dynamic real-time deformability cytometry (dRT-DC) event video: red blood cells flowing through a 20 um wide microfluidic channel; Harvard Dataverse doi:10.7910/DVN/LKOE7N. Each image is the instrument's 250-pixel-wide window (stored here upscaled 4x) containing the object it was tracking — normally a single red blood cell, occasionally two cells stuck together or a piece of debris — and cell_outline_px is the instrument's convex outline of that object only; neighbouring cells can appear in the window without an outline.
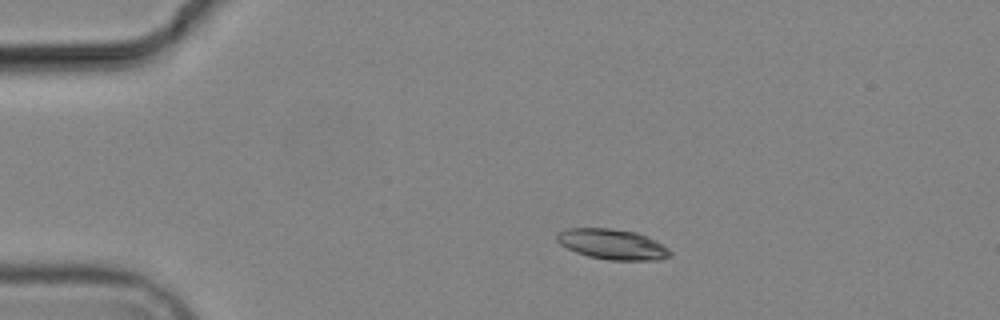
{"species": "common noctule bat (a hibernating species)", "species_latin": "Nyctalus noctula", "temperature_condition": "cold", "stored_images_in_passage": 7, "camera_frame_rate_fps": 3000, "um_per_image_px": 0.085, "animal": {"sex": "male", "body_mass_g": 19.2, "forearm_length_mm": 51.8}, "frame": {"image": 1, "passage_image": 1, "time_ms": 0.0, "image_size_px": [1000, 320], "cell_outline_px": [[672, 256], [660, 260], [608, 260], [588, 256], [576, 252], [560, 244], [556, 240], [556, 232], [568, 228], [608, 228], [636, 232], [648, 236], [668, 248], [672, 252]], "centroid_in_image_um": [52.06, 20.76], "position_along_channel_um": 32.9, "area_um2": 20.17}}
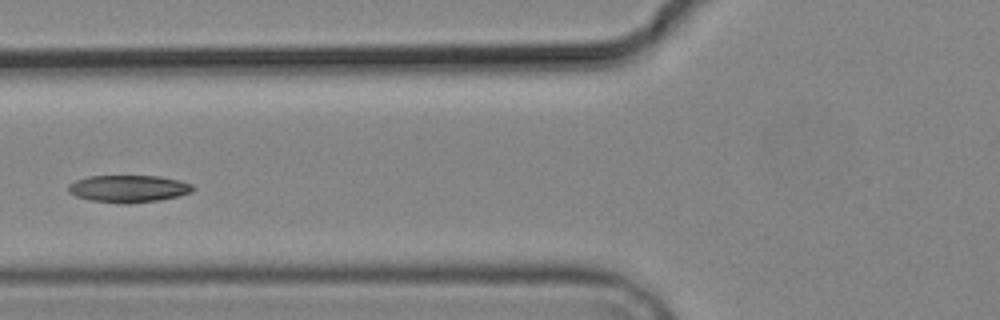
{"frame": {"image": 2, "passage_image": 4, "time_ms": 3.667, "image_size_px": [1000, 320], "cell_outline_px": [[196, 188], [192, 192], [176, 196], [156, 200], [128, 204], [120, 204], [88, 200], [76, 196], [68, 192], [68, 184], [76, 180], [88, 176], [160, 176], [180, 180], [192, 184]], "centroid_in_image_um": [10.9, 16.04], "position_along_channel_um": 114.9, "area_um2": 19.88}}
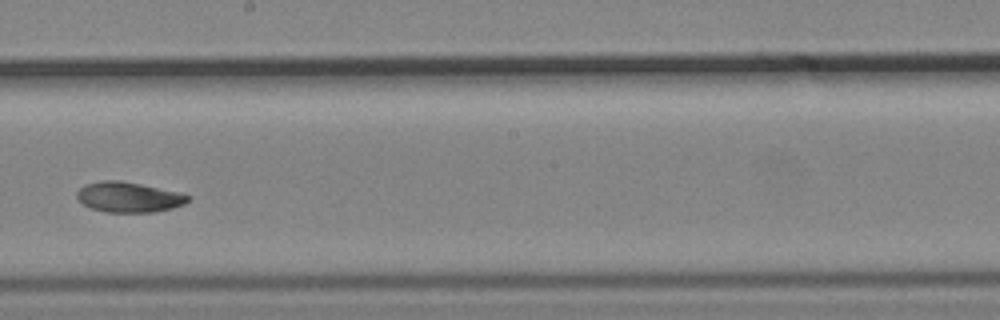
{"frame": {"image": 3, "passage_image": 7, "time_ms": 7.0, "image_size_px": [1000, 320], "cell_outline_px": [[192, 196], [184, 204], [172, 208], [152, 212], [104, 212], [88, 208], [76, 196], [76, 192], [84, 184], [104, 180], [120, 180], [184, 192]], "centroid_in_image_um": [10.96, 16.75], "position_along_channel_um": 237.2, "area_um2": 19.88}}